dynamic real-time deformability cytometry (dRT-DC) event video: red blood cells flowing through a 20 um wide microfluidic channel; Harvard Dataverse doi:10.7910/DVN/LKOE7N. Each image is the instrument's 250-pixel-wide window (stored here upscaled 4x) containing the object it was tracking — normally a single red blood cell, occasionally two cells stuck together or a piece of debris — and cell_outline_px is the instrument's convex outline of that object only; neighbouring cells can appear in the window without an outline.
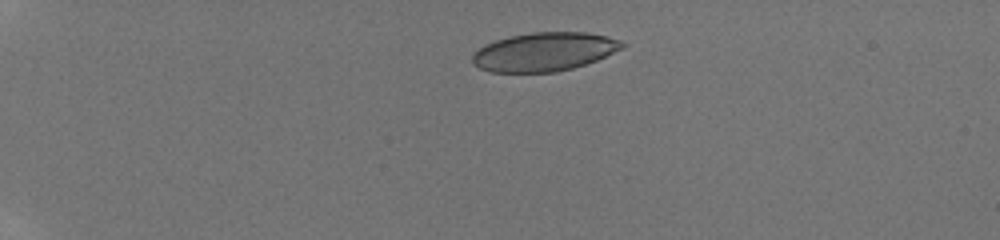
{"species": "human", "species_latin": "Homo sapiens", "temperature_condition": "room temperature", "stored_images_in_passage": 23, "camera_frame_rate_fps": 3000, "um_per_image_px": 0.085, "donor": {"sex": "male"}, "frame": {"image": 1, "passage_image": 1, "time_ms": 0.0, "image_size_px": [1000, 240], "cell_outline_px": [[628, 44], [624, 48], [596, 60], [572, 68], [556, 72], [492, 72], [480, 68], [472, 60], [472, 56], [484, 44], [496, 40], [512, 36], [532, 32], [588, 32], [608, 36], [620, 40]], "centroid_in_image_um": [46.31, 4.39], "position_along_channel_um": 38.7, "area_um2": 33.64}}
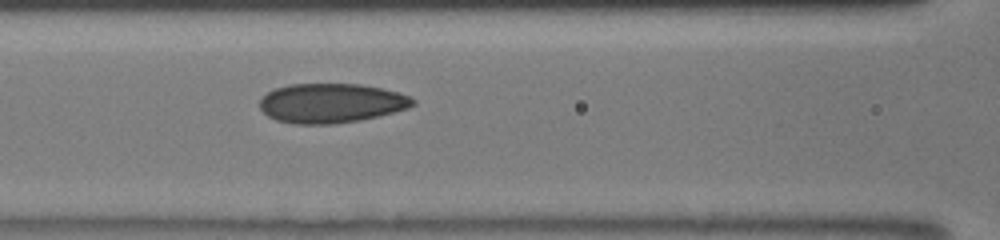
{"frame": {"image": 2, "passage_image": 14, "time_ms": 4.333, "image_size_px": [1000, 240], "cell_outline_px": [[416, 104], [408, 108], [380, 116], [360, 120], [332, 124], [292, 124], [276, 120], [268, 116], [260, 108], [260, 100], [268, 92], [276, 88], [292, 84], [360, 84], [380, 88], [396, 92], [408, 96], [416, 100]], "centroid_in_image_um": [28.16, 8.78], "position_along_channel_um": 138.4, "area_um2": 35.14}}
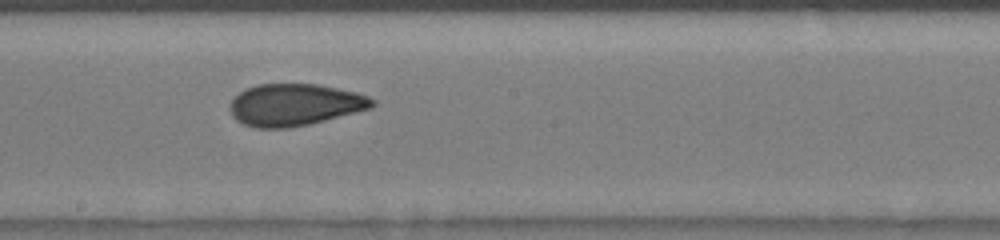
{"frame": {"image": 3, "passage_image": 20, "time_ms": 6.333, "image_size_px": [1000, 240], "cell_outline_px": [[376, 104], [372, 108], [308, 124], [288, 128], [256, 128], [244, 124], [236, 120], [232, 116], [232, 100], [240, 92], [256, 84], [316, 84], [356, 92], [368, 96], [376, 100]], "centroid_in_image_um": [25.08, 8.9], "position_along_channel_um": 223.1, "area_um2": 34.51}}